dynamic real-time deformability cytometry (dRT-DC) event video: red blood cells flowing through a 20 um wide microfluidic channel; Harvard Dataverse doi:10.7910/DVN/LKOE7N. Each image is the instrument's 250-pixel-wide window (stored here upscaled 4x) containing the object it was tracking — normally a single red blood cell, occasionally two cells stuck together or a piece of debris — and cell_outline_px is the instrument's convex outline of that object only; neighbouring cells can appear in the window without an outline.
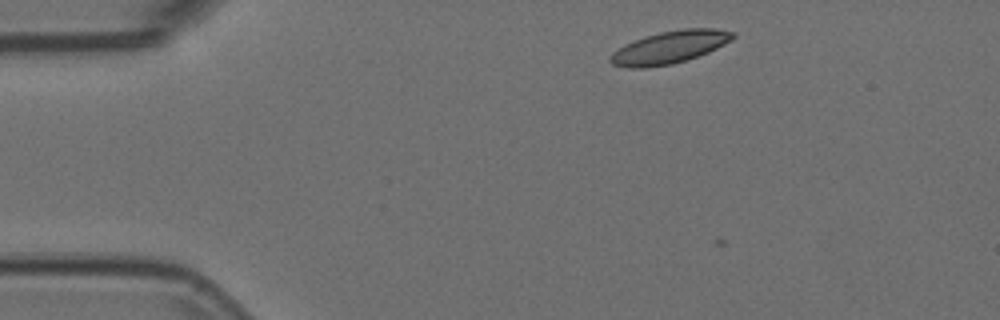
{"species": "Egyptian fruit bat (a non-hibernating species)", "species_latin": "Rousettus aegyptiacus", "temperature_condition": "room temperature", "stored_images_in_passage": 6, "camera_frame_rate_fps": 3000, "um_per_image_px": 0.085, "animal": {"sex": "female"}, "frame": {"image": 1, "passage_image": 3, "time_ms": 0.667, "image_size_px": [1000, 320], "cell_outline_px": [[736, 36], [732, 40], [708, 52], [672, 64], [644, 68], [628, 68], [612, 64], [608, 60], [608, 56], [612, 52], [624, 44], [644, 36], [660, 32], [684, 28], [716, 28], [736, 32]], "centroid_in_image_um": [56.89, 4.01], "position_along_channel_um": 28.1, "area_um2": 23.35}}